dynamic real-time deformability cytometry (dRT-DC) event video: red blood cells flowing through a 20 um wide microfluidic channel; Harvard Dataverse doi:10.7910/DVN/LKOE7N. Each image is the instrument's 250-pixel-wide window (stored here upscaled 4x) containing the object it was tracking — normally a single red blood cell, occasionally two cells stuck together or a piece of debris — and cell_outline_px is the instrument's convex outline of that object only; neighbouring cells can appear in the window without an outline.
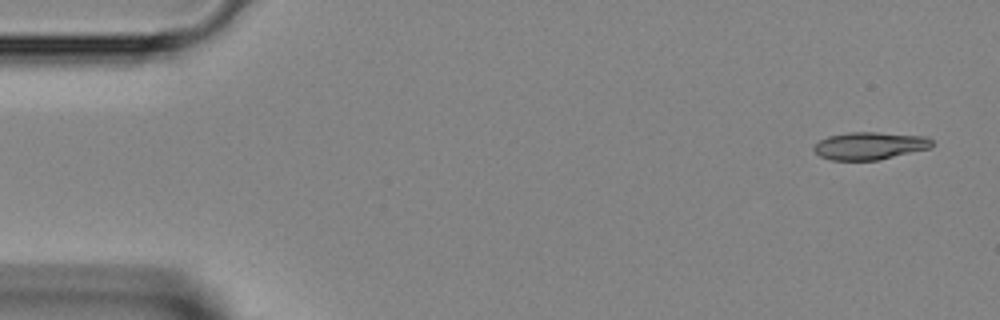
{"species": "Egyptian fruit bat (a non-hibernating species)", "species_latin": "Rousettus aegyptiacus", "temperature_condition": "room temperature", "stored_images_in_passage": 43, "camera_frame_rate_fps": 3000, "um_per_image_px": 0.085, "animal": {"sex": "female"}, "frame": {"image": 1, "passage_image": 1, "time_ms": 0.0, "image_size_px": [1000, 320], "cell_outline_px": [[932, 144], [928, 148], [880, 160], [832, 160], [820, 156], [812, 148], [820, 140], [828, 136], [848, 132], [876, 132], [924, 136], [932, 140]], "centroid_in_image_um": [73.89, 12.39], "position_along_channel_um": 11.1, "area_um2": 18.79}}
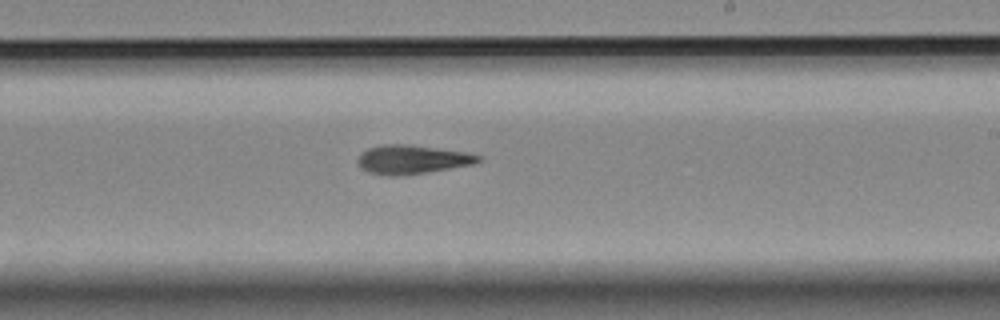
{"frame": {"image": 2, "passage_image": 25, "time_ms": 8.0, "image_size_px": [1000, 320], "cell_outline_px": [[484, 160], [476, 164], [400, 176], [388, 176], [368, 172], [360, 168], [356, 164], [356, 160], [360, 152], [368, 148], [384, 144], [408, 144], [468, 152], [484, 156]], "centroid_in_image_um": [35.04, 13.55], "position_along_channel_um": 254.0, "area_um2": 20.75}}
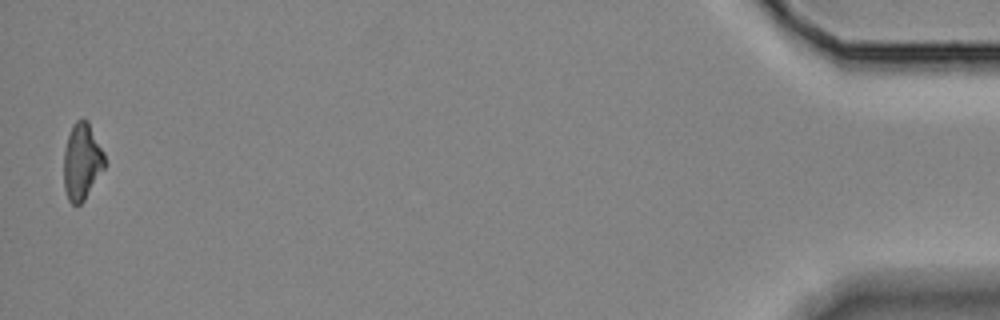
{"frame": {"image": 3, "passage_image": 43, "time_ms": 14.0, "image_size_px": [1000, 320], "cell_outline_px": [[104, 168], [84, 200], [80, 204], [72, 204], [68, 200], [64, 188], [64, 152], [68, 136], [72, 124], [76, 120], [88, 120], [104, 152]], "centroid_in_image_um": [6.95, 13.72], "position_along_channel_um": 428.2, "area_um2": 18.09}}